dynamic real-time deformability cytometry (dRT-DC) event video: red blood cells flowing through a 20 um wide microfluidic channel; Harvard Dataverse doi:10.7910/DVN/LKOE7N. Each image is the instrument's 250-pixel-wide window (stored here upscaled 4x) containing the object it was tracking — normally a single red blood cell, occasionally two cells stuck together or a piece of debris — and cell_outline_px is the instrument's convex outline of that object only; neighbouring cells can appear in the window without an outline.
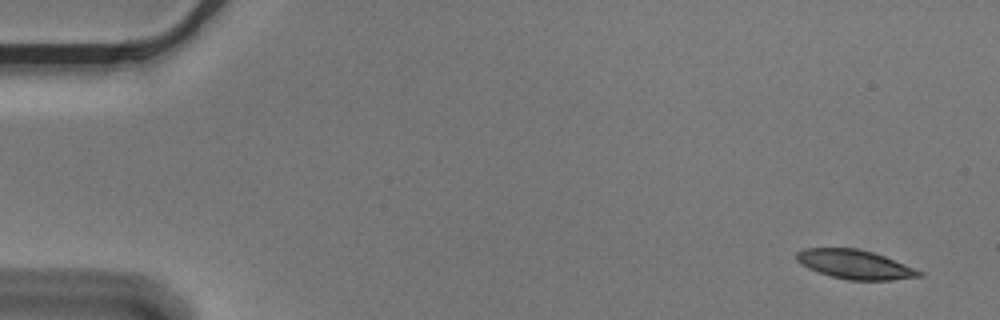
{"species": "Egyptian fruit bat (a non-hibernating species)", "species_latin": "Rousettus aegyptiacus", "temperature_condition": "cold", "stored_images_in_passage": 3, "camera_frame_rate_fps": 3000, "um_per_image_px": 0.085, "animal": {"sex": "male"}, "frame": {"image": 1, "passage_image": 1, "time_ms": 0.0, "image_size_px": [1000, 320], "cell_outline_px": [[924, 276], [892, 280], [848, 280], [832, 276], [808, 268], [800, 264], [796, 260], [796, 252], [804, 248], [856, 248], [872, 252], [884, 256], [924, 272]], "centroid_in_image_um": [72.66, 22.47], "position_along_channel_um": 12.3, "area_um2": 20.69}}